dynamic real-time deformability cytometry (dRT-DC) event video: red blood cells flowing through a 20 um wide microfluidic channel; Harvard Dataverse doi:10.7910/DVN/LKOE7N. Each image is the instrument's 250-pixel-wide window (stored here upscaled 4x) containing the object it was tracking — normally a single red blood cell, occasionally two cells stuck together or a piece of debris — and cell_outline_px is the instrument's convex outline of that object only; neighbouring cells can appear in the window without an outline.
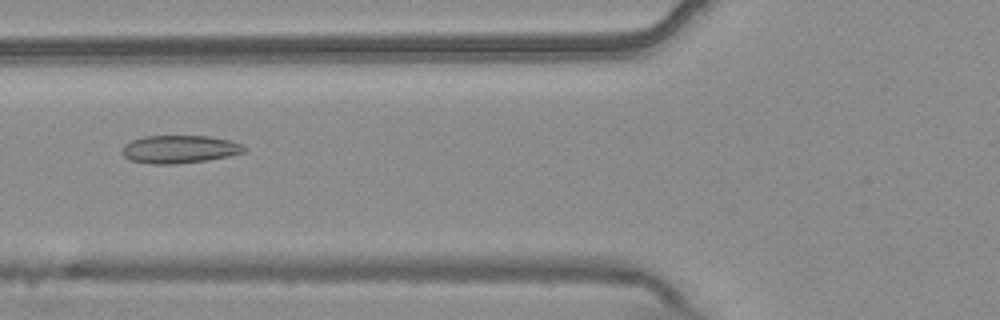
{"species": "common noctule bat (a hibernating species)", "species_latin": "Nyctalus noctula", "temperature_condition": "warm", "stored_images_in_passage": 8, "camera_frame_rate_fps": 3000, "um_per_image_px": 0.085, "animal": {"sex": "male", "body_mass_g": 20.4}, "frame": {"image": 1, "passage_image": 5, "time_ms": 1.333, "image_size_px": [1000, 320], "cell_outline_px": [[248, 148], [244, 152], [228, 156], [208, 160], [176, 164], [152, 164], [132, 160], [124, 156], [120, 152], [124, 144], [132, 140], [144, 136], [208, 136], [228, 140], [244, 144]], "centroid_in_image_um": [15.27, 12.68], "position_along_channel_um": 110.5, "area_um2": 19.94}}
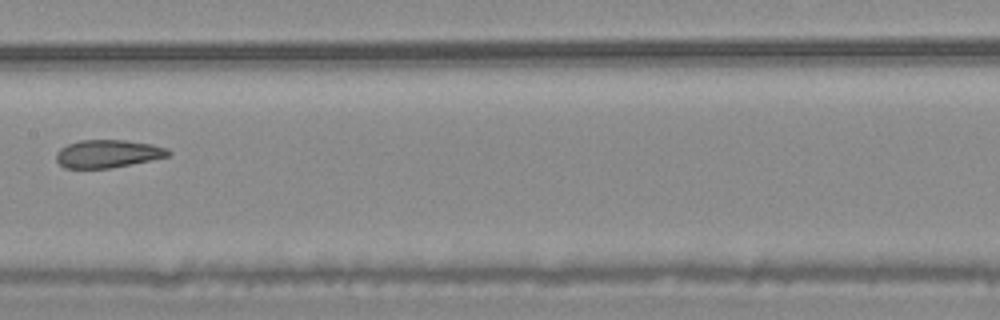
{"frame": {"image": 2, "passage_image": 7, "time_ms": 2.0, "image_size_px": [1000, 320], "cell_outline_px": [[172, 152], [168, 156], [132, 164], [112, 168], [64, 168], [56, 160], [56, 152], [60, 148], [68, 144], [80, 140], [124, 140], [152, 144], [168, 148]], "centroid_in_image_um": [9.16, 13.06], "position_along_channel_um": 198.2, "area_um2": 18.26}}
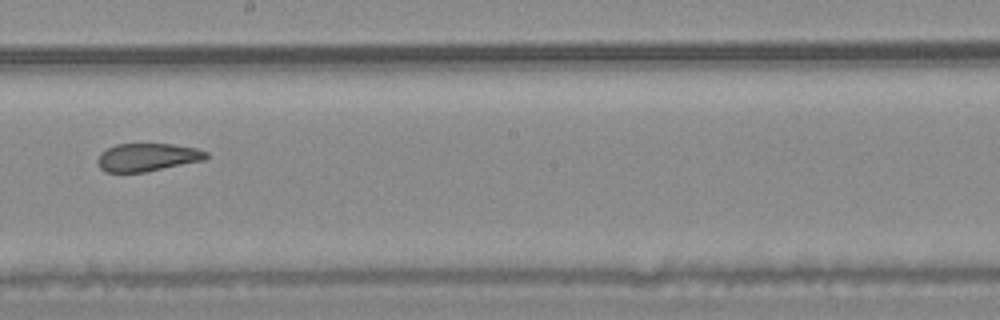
{"frame": {"image": 3, "passage_image": 8, "time_ms": 2.333, "image_size_px": [1000, 320], "cell_outline_px": [[208, 156], [204, 160], [144, 172], [104, 172], [100, 168], [96, 160], [100, 152], [116, 144], [172, 144], [196, 148], [208, 152]], "centroid_in_image_um": [12.5, 13.36], "position_along_channel_um": 235.7, "area_um2": 17.69}}